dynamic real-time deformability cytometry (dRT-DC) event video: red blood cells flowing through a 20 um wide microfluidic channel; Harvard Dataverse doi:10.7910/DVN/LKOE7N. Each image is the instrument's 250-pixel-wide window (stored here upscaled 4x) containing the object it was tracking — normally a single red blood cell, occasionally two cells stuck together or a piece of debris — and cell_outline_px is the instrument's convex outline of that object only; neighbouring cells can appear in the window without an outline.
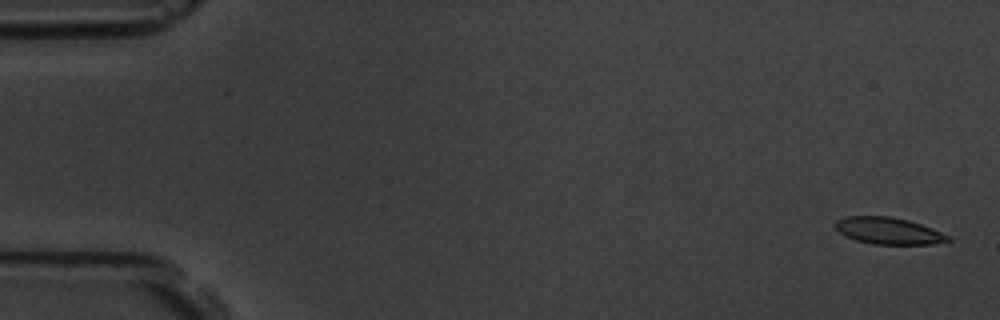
{"species": "common noctule bat (a hibernating species)", "species_latin": "Nyctalus noctula", "temperature_condition": "room temperature", "stored_images_in_passage": 5, "camera_frame_rate_fps": 3000, "um_per_image_px": 0.085, "animal": {"sex": "male", "body_mass_g": 19.5, "forearm_length_mm": 54.6}, "frame": {"image": 1, "passage_image": 1, "time_ms": 0.0, "image_size_px": [1000, 320], "cell_outline_px": [[952, 240], [932, 244], [872, 244], [856, 240], [844, 236], [832, 224], [836, 220], [848, 216], [892, 216], [908, 220], [932, 228], [952, 236]], "centroid_in_image_um": [75.52, 19.62], "position_along_channel_um": 9.5, "area_um2": 17.74}}
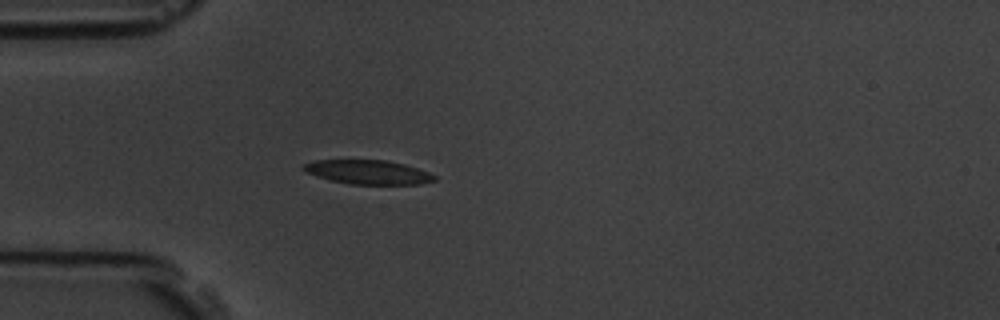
{"frame": {"image": 2, "passage_image": 5, "time_ms": 4.667, "image_size_px": [1000, 320], "cell_outline_px": [[436, 180], [420, 184], [348, 184], [316, 176], [304, 172], [300, 168], [304, 164], [316, 160], [384, 160], [404, 164], [428, 172], [436, 176]], "centroid_in_image_um": [31.25, 14.63], "position_along_channel_um": 53.8, "area_um2": 18.32}}